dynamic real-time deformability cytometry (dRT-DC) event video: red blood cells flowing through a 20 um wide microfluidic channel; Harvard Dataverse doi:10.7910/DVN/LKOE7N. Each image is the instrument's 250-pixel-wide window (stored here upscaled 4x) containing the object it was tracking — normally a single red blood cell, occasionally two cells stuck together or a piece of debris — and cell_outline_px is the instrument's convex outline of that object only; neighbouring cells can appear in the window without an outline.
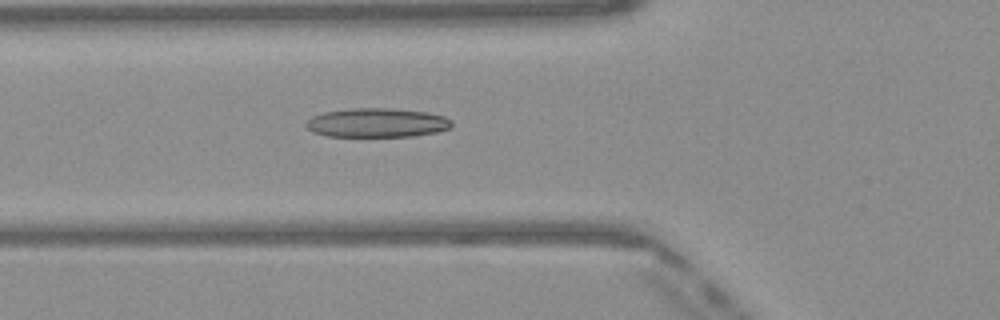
{"species": "Egyptian fruit bat (a non-hibernating species)", "species_latin": "Rousettus aegyptiacus", "temperature_condition": "warm", "stored_images_in_passage": 40, "camera_frame_rate_fps": 3000, "um_per_image_px": 0.085, "frame": {"image": 1, "passage_image": 17, "time_ms": 5.333, "image_size_px": [1000, 320], "cell_outline_px": [[452, 124], [448, 128], [436, 132], [412, 136], [328, 136], [316, 132], [308, 128], [308, 120], [312, 116], [324, 112], [348, 108], [392, 108], [428, 112], [444, 116], [452, 120]], "centroid_in_image_um": [32.08, 10.42], "position_along_channel_um": 93.7, "area_um2": 24.51}}
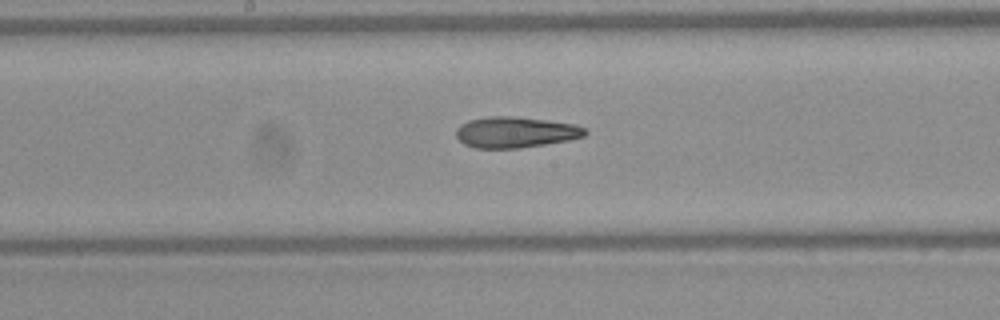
{"frame": {"image": 2, "passage_image": 25, "time_ms": 8.0, "image_size_px": [1000, 320], "cell_outline_px": [[588, 132], [584, 136], [568, 140], [520, 148], [476, 148], [464, 144], [456, 136], [456, 128], [460, 124], [468, 120], [488, 116], [512, 116], [548, 120], [576, 124], [584, 128]], "centroid_in_image_um": [43.8, 11.23], "position_along_channel_um": 204.4, "area_um2": 23.29}}
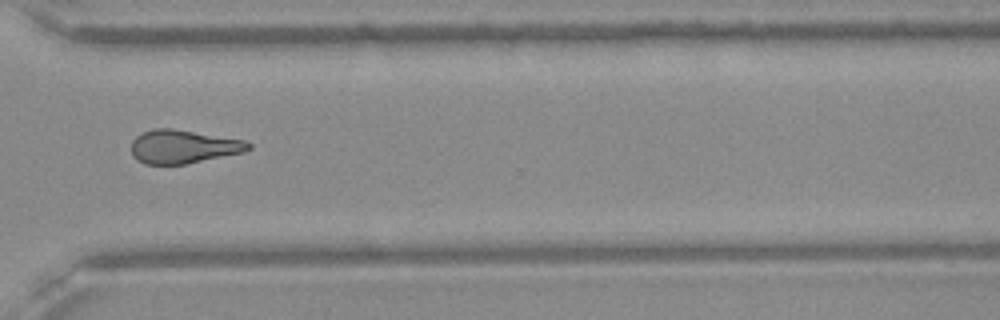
{"frame": {"image": 3, "passage_image": 36, "time_ms": 11.667, "image_size_px": [1000, 320], "cell_outline_px": [[252, 148], [244, 152], [184, 164], [144, 164], [136, 160], [132, 156], [132, 140], [136, 136], [144, 132], [156, 128], [172, 128], [244, 140], [252, 144]], "centroid_in_image_um": [15.56, 12.46], "position_along_channel_um": 355.0, "area_um2": 22.77}, "authors_computed_cell_mechanics": {"area_um2": 23.5824, "velocity_mm_per_s": 4.1108, "shape_relaxation_time_tau1_ms": null, "shape_relaxation_time_tau2_ms": 4.7607, "deformation_change_tau1": null, "deformation_change_tau2": 0.1595}}